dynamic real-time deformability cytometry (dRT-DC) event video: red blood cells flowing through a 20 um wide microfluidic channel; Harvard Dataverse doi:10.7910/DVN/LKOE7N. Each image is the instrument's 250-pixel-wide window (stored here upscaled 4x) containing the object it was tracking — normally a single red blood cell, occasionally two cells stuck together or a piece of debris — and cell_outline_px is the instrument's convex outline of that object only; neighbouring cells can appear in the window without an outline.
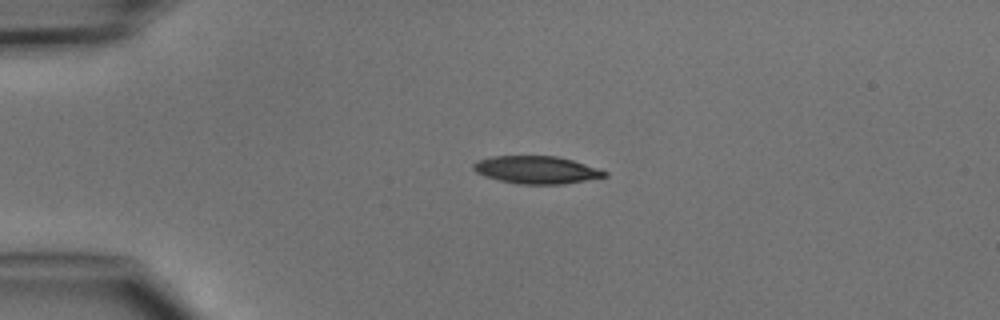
{"species": "common noctule bat (a hibernating species)", "species_latin": "Nyctalus noctula", "temperature_condition": "cold", "stored_images_in_passage": 3, "camera_frame_rate_fps": 3000, "um_per_image_px": 0.085, "animal": {"sex": "male", "body_mass_g": 15.6}, "frame": {"image": 1, "passage_image": 1, "time_ms": 0.0, "image_size_px": [1000, 320], "cell_outline_px": [[608, 176], [564, 184], [516, 184], [484, 176], [476, 172], [472, 168], [472, 164], [476, 160], [492, 156], [556, 156], [572, 160], [608, 172]], "centroid_in_image_um": [45.56, 14.44], "position_along_channel_um": 39.4, "area_um2": 21.1}}